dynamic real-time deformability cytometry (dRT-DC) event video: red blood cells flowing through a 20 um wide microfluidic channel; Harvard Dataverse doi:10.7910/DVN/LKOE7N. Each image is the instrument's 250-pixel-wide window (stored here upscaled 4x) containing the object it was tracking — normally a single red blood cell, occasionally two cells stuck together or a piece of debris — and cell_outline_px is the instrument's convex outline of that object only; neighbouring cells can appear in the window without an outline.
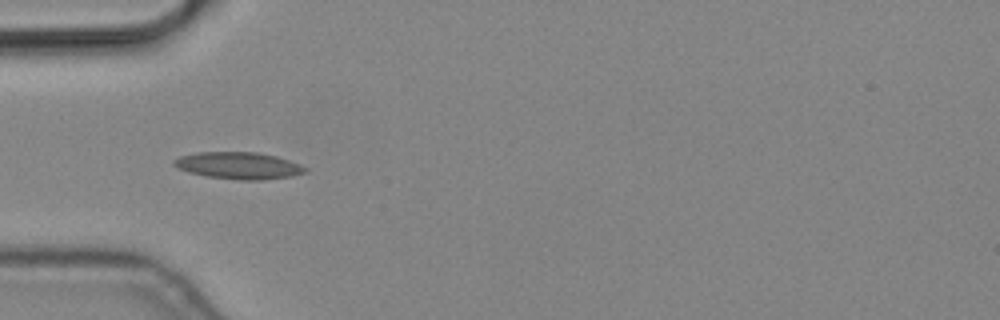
{"species": "common noctule bat (a hibernating species)", "species_latin": "Nyctalus noctula", "temperature_condition": "cold", "stored_images_in_passage": 6, "camera_frame_rate_fps": 3000, "um_per_image_px": 0.085, "animal": {"sex": "male", "body_mass_g": 19.2, "forearm_length_mm": 51.8}, "frame": {"image": 1, "passage_image": 2, "time_ms": 0.333, "image_size_px": [1000, 320], "cell_outline_px": [[308, 172], [292, 176], [264, 180], [240, 180], [208, 176], [188, 172], [176, 168], [172, 164], [172, 160], [180, 156], [200, 152], [256, 152], [276, 156], [300, 164], [308, 168]], "centroid_in_image_um": [20.29, 14.08], "position_along_channel_um": 64.7, "area_um2": 20.69}}
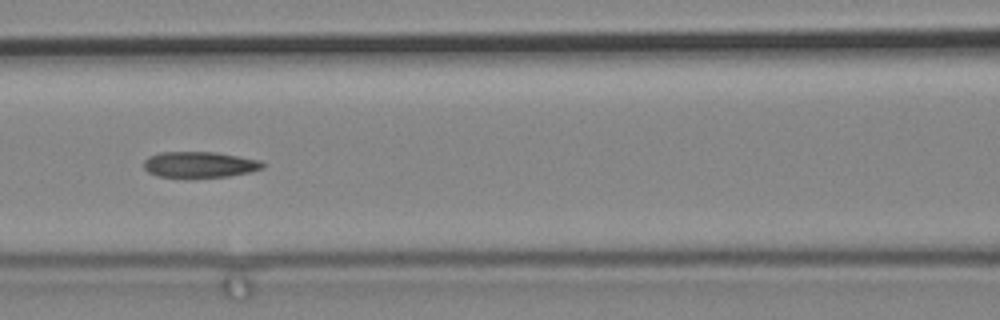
{"frame": {"image": 2, "passage_image": 4, "time_ms": 1.0, "image_size_px": [1000, 320], "cell_outline_px": [[264, 168], [252, 172], [228, 176], [188, 180], [160, 176], [148, 172], [144, 168], [144, 160], [148, 156], [160, 152], [216, 152], [260, 160], [264, 164]], "centroid_in_image_um": [16.95, 14.02], "position_along_channel_um": 149.6, "area_um2": 18.67}}
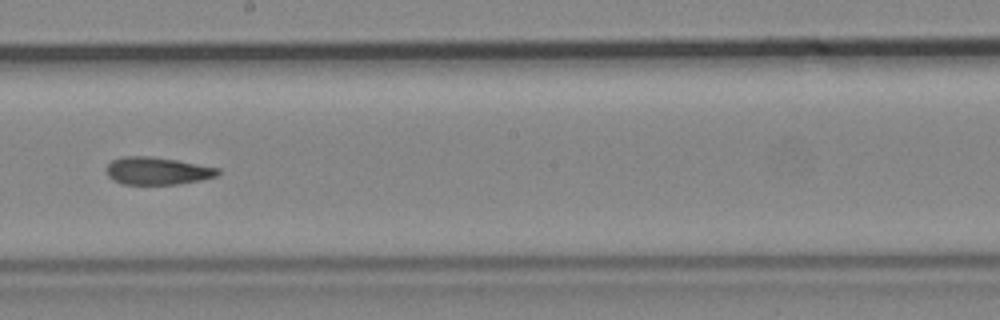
{"frame": {"image": 3, "passage_image": 6, "time_ms": 1.667, "image_size_px": [1000, 320], "cell_outline_px": [[220, 172], [216, 176], [200, 180], [180, 184], [124, 184], [112, 180], [108, 176], [104, 168], [112, 160], [124, 156], [152, 156], [176, 160], [220, 168]], "centroid_in_image_um": [13.34, 14.52], "position_along_channel_um": 234.9, "area_um2": 17.98}}